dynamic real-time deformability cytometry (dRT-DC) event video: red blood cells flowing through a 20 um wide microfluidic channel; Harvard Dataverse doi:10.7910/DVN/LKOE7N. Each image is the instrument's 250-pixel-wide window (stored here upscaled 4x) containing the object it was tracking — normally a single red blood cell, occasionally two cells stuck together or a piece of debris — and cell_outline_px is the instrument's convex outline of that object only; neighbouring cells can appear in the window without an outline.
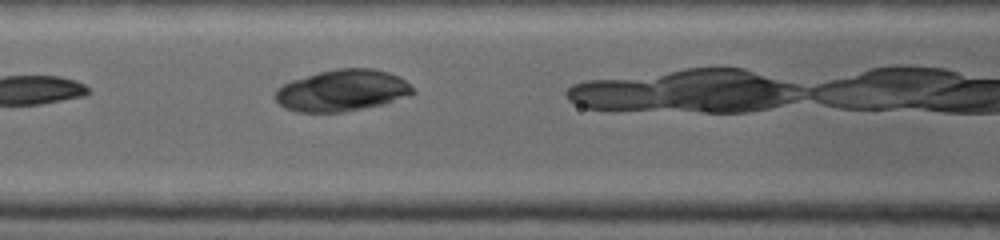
{"species": "common noctule bat (a hibernating species)", "species_latin": "Nyctalus noctula", "temperature_condition": "warm", "stored_images_in_passage": 5, "camera_frame_rate_fps": 5000, "um_per_image_px": 0.085, "animal": {"sex": "female", "body_mass_g": 19.0, "forearm_length_mm": 53.3}, "frame": {"image": 1, "passage_image": 5, "time_ms": 2.0, "image_size_px": [1000, 240], "cell_outline_px": [[416, 92], [408, 96], [384, 104], [344, 112], [296, 112], [284, 108], [276, 100], [276, 92], [284, 84], [292, 80], [320, 72], [340, 68], [372, 68], [388, 72], [404, 80]], "centroid_in_image_um": [29.09, 7.7], "position_along_channel_um": 137.5, "area_um2": 33.0}}